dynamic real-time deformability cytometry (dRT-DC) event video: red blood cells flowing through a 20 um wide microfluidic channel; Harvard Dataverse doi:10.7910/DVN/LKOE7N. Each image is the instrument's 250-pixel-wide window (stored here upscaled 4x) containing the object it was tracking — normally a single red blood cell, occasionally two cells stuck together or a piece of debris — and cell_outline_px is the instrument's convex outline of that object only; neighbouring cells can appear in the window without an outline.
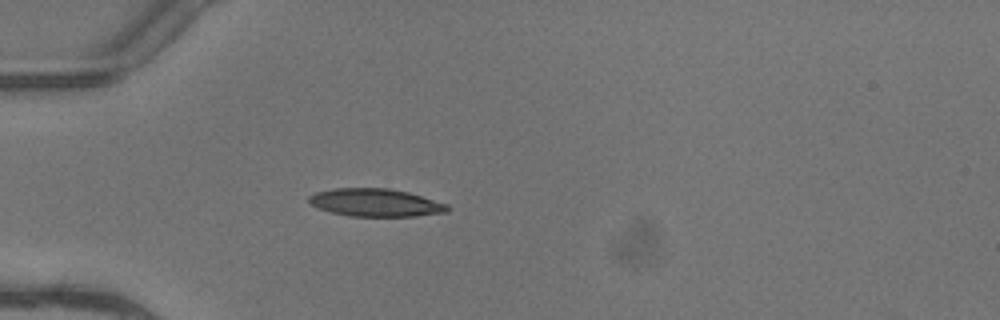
{"species": "common noctule bat (a hibernating species)", "species_latin": "Nyctalus noctula", "temperature_condition": "warm", "stored_images_in_passage": 1, "camera_frame_rate_fps": 3000, "um_per_image_px": 0.085, "animal": {"sex": "female"}, "frame": {"image": 1, "passage_image": 1, "time_ms": 0.0, "image_size_px": [1000, 320], "cell_outline_px": [[448, 212], [416, 216], [348, 216], [332, 212], [320, 208], [312, 204], [308, 200], [308, 196], [316, 192], [332, 188], [388, 188], [408, 192], [448, 204]], "centroid_in_image_um": [31.93, 17.22], "position_along_channel_um": 53.1, "area_um2": 22.37}}